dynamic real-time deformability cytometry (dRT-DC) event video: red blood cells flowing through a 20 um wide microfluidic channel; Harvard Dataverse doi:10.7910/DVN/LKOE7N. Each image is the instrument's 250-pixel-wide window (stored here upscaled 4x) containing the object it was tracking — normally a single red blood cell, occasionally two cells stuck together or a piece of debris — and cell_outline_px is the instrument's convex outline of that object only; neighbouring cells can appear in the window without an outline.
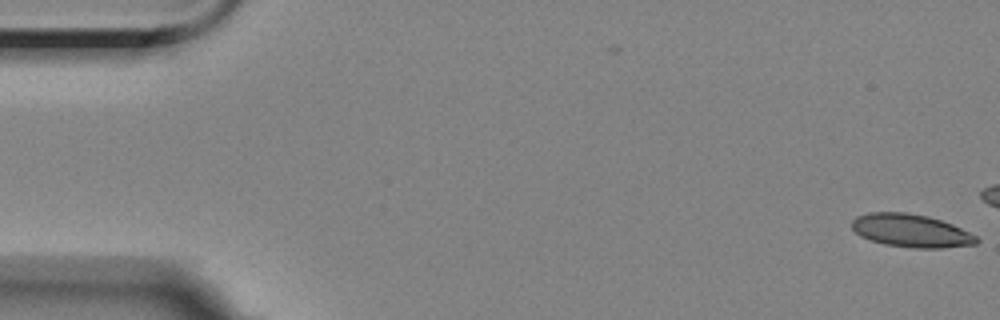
{"species": "Egyptian fruit bat (a non-hibernating species)", "species_latin": "Rousettus aegyptiacus", "temperature_condition": "room temperature", "stored_images_in_passage": 5, "camera_frame_rate_fps": 3000, "um_per_image_px": 0.085, "animal": {"sex": "female"}, "frame": {"image": 1, "passage_image": 1, "time_ms": 0.0, "image_size_px": [1000, 320], "cell_outline_px": [[980, 240], [976, 244], [944, 248], [912, 248], [884, 244], [860, 236], [852, 228], [852, 220], [856, 216], [868, 212], [904, 212], [928, 216], [952, 224], [976, 236]], "centroid_in_image_um": [77.43, 19.61], "position_along_channel_um": 7.6, "area_um2": 23.99}}
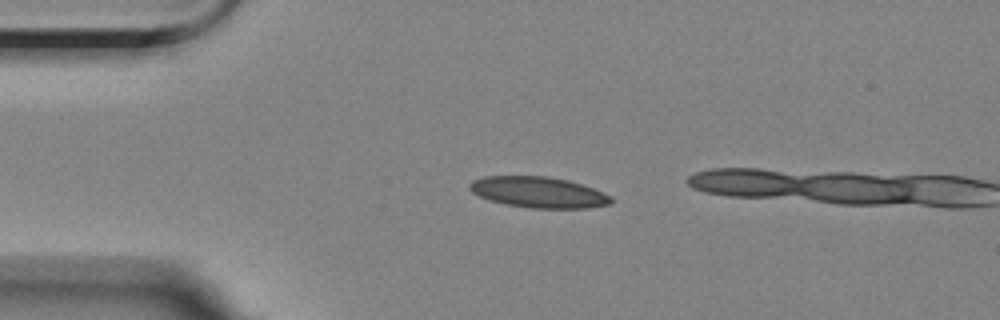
{"frame": {"image": 2, "passage_image": 4, "time_ms": 4.0, "image_size_px": [1000, 320], "cell_outline_px": [[612, 200], [608, 204], [588, 208], [532, 208], [504, 204], [488, 200], [472, 192], [468, 188], [468, 184], [472, 180], [484, 176], [548, 176], [568, 180], [592, 188], [612, 196]], "centroid_in_image_um": [45.72, 16.34], "position_along_channel_um": 39.3, "area_um2": 25.49}}